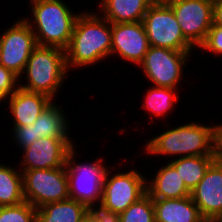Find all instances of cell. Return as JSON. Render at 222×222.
<instances>
[{
	"instance_id": "6da1fadb",
	"label": "cell",
	"mask_w": 222,
	"mask_h": 222,
	"mask_svg": "<svg viewBox=\"0 0 222 222\" xmlns=\"http://www.w3.org/2000/svg\"><path fill=\"white\" fill-rule=\"evenodd\" d=\"M95 12L83 11L76 19L69 46L65 50L68 72L70 68L73 71L77 67L89 68L110 57L111 23L98 11Z\"/></svg>"
},
{
	"instance_id": "7a4b0ae2",
	"label": "cell",
	"mask_w": 222,
	"mask_h": 222,
	"mask_svg": "<svg viewBox=\"0 0 222 222\" xmlns=\"http://www.w3.org/2000/svg\"><path fill=\"white\" fill-rule=\"evenodd\" d=\"M172 128V129H171ZM156 134L143 147L147 155L172 159L189 156H217V125L199 122L180 124ZM158 155V156H157Z\"/></svg>"
},
{
	"instance_id": "3957f363",
	"label": "cell",
	"mask_w": 222,
	"mask_h": 222,
	"mask_svg": "<svg viewBox=\"0 0 222 222\" xmlns=\"http://www.w3.org/2000/svg\"><path fill=\"white\" fill-rule=\"evenodd\" d=\"M28 1L32 16L23 19L35 34L37 45L56 47L65 51L81 12H73L64 0Z\"/></svg>"
},
{
	"instance_id": "277c9868",
	"label": "cell",
	"mask_w": 222,
	"mask_h": 222,
	"mask_svg": "<svg viewBox=\"0 0 222 222\" xmlns=\"http://www.w3.org/2000/svg\"><path fill=\"white\" fill-rule=\"evenodd\" d=\"M68 73L64 50L37 45L27 61L24 76H20L25 77L23 80L26 82L23 83L22 79H19V87L55 100Z\"/></svg>"
},
{
	"instance_id": "5b68a950",
	"label": "cell",
	"mask_w": 222,
	"mask_h": 222,
	"mask_svg": "<svg viewBox=\"0 0 222 222\" xmlns=\"http://www.w3.org/2000/svg\"><path fill=\"white\" fill-rule=\"evenodd\" d=\"M76 146L67 155L66 171L68 177L69 196L86 206L101 202L102 189L106 172L109 168L103 165L105 159L98 157L94 162L79 163L76 161Z\"/></svg>"
},
{
	"instance_id": "8992f818",
	"label": "cell",
	"mask_w": 222,
	"mask_h": 222,
	"mask_svg": "<svg viewBox=\"0 0 222 222\" xmlns=\"http://www.w3.org/2000/svg\"><path fill=\"white\" fill-rule=\"evenodd\" d=\"M23 196L35 208L70 198L66 166L22 172Z\"/></svg>"
},
{
	"instance_id": "52a82bcc",
	"label": "cell",
	"mask_w": 222,
	"mask_h": 222,
	"mask_svg": "<svg viewBox=\"0 0 222 222\" xmlns=\"http://www.w3.org/2000/svg\"><path fill=\"white\" fill-rule=\"evenodd\" d=\"M191 53L193 52L149 46L138 67L142 68L143 74L153 86L178 89Z\"/></svg>"
},
{
	"instance_id": "ba28073f",
	"label": "cell",
	"mask_w": 222,
	"mask_h": 222,
	"mask_svg": "<svg viewBox=\"0 0 222 222\" xmlns=\"http://www.w3.org/2000/svg\"><path fill=\"white\" fill-rule=\"evenodd\" d=\"M150 46L175 51H193L184 38L172 9L165 2H154L142 20Z\"/></svg>"
},
{
	"instance_id": "9c48e42d",
	"label": "cell",
	"mask_w": 222,
	"mask_h": 222,
	"mask_svg": "<svg viewBox=\"0 0 222 222\" xmlns=\"http://www.w3.org/2000/svg\"><path fill=\"white\" fill-rule=\"evenodd\" d=\"M184 38L199 48L213 24V0H168Z\"/></svg>"
},
{
	"instance_id": "30bf717a",
	"label": "cell",
	"mask_w": 222,
	"mask_h": 222,
	"mask_svg": "<svg viewBox=\"0 0 222 222\" xmlns=\"http://www.w3.org/2000/svg\"><path fill=\"white\" fill-rule=\"evenodd\" d=\"M111 171L109 168L105 175L101 202L121 214L147 193V178L136 169L114 174Z\"/></svg>"
},
{
	"instance_id": "8fae6325",
	"label": "cell",
	"mask_w": 222,
	"mask_h": 222,
	"mask_svg": "<svg viewBox=\"0 0 222 222\" xmlns=\"http://www.w3.org/2000/svg\"><path fill=\"white\" fill-rule=\"evenodd\" d=\"M36 46L35 34L29 24L23 18L17 19L0 34V65L20 78Z\"/></svg>"
},
{
	"instance_id": "7c38bea8",
	"label": "cell",
	"mask_w": 222,
	"mask_h": 222,
	"mask_svg": "<svg viewBox=\"0 0 222 222\" xmlns=\"http://www.w3.org/2000/svg\"><path fill=\"white\" fill-rule=\"evenodd\" d=\"M72 138L42 137L22 153L18 161L21 172L33 169H55L66 165L67 155L75 146Z\"/></svg>"
},
{
	"instance_id": "4fadbf2b",
	"label": "cell",
	"mask_w": 222,
	"mask_h": 222,
	"mask_svg": "<svg viewBox=\"0 0 222 222\" xmlns=\"http://www.w3.org/2000/svg\"><path fill=\"white\" fill-rule=\"evenodd\" d=\"M112 45L110 57L119 56L124 61L139 65L149 49L144 25L141 22L111 23Z\"/></svg>"
},
{
	"instance_id": "5bb4252c",
	"label": "cell",
	"mask_w": 222,
	"mask_h": 222,
	"mask_svg": "<svg viewBox=\"0 0 222 222\" xmlns=\"http://www.w3.org/2000/svg\"><path fill=\"white\" fill-rule=\"evenodd\" d=\"M191 198L201 216L207 222H214L222 213V161L216 159L207 169L204 177L191 191Z\"/></svg>"
},
{
	"instance_id": "9a60e30c",
	"label": "cell",
	"mask_w": 222,
	"mask_h": 222,
	"mask_svg": "<svg viewBox=\"0 0 222 222\" xmlns=\"http://www.w3.org/2000/svg\"><path fill=\"white\" fill-rule=\"evenodd\" d=\"M6 101L13 117L12 127L33 124L41 112L53 101L47 95L18 88Z\"/></svg>"
},
{
	"instance_id": "2e32d148",
	"label": "cell",
	"mask_w": 222,
	"mask_h": 222,
	"mask_svg": "<svg viewBox=\"0 0 222 222\" xmlns=\"http://www.w3.org/2000/svg\"><path fill=\"white\" fill-rule=\"evenodd\" d=\"M156 171L155 177L148 179V176L146 179L147 193L152 199L184 198L191 195L184 180L170 163H164Z\"/></svg>"
},
{
	"instance_id": "e0dca14e",
	"label": "cell",
	"mask_w": 222,
	"mask_h": 222,
	"mask_svg": "<svg viewBox=\"0 0 222 222\" xmlns=\"http://www.w3.org/2000/svg\"><path fill=\"white\" fill-rule=\"evenodd\" d=\"M155 222H207L191 196L153 199Z\"/></svg>"
},
{
	"instance_id": "ac0fdd59",
	"label": "cell",
	"mask_w": 222,
	"mask_h": 222,
	"mask_svg": "<svg viewBox=\"0 0 222 222\" xmlns=\"http://www.w3.org/2000/svg\"><path fill=\"white\" fill-rule=\"evenodd\" d=\"M98 13L110 23L141 22L153 0H100Z\"/></svg>"
},
{
	"instance_id": "d6986e66",
	"label": "cell",
	"mask_w": 222,
	"mask_h": 222,
	"mask_svg": "<svg viewBox=\"0 0 222 222\" xmlns=\"http://www.w3.org/2000/svg\"><path fill=\"white\" fill-rule=\"evenodd\" d=\"M55 101L53 100L32 124L35 125L37 139L42 137L71 138L68 116Z\"/></svg>"
},
{
	"instance_id": "ffe728a7",
	"label": "cell",
	"mask_w": 222,
	"mask_h": 222,
	"mask_svg": "<svg viewBox=\"0 0 222 222\" xmlns=\"http://www.w3.org/2000/svg\"><path fill=\"white\" fill-rule=\"evenodd\" d=\"M86 218L87 206L68 198L37 208L36 222H83Z\"/></svg>"
},
{
	"instance_id": "44dd1931",
	"label": "cell",
	"mask_w": 222,
	"mask_h": 222,
	"mask_svg": "<svg viewBox=\"0 0 222 222\" xmlns=\"http://www.w3.org/2000/svg\"><path fill=\"white\" fill-rule=\"evenodd\" d=\"M216 159L217 156H189L170 158L169 163L177 170L187 188L192 191Z\"/></svg>"
},
{
	"instance_id": "7402d4cb",
	"label": "cell",
	"mask_w": 222,
	"mask_h": 222,
	"mask_svg": "<svg viewBox=\"0 0 222 222\" xmlns=\"http://www.w3.org/2000/svg\"><path fill=\"white\" fill-rule=\"evenodd\" d=\"M18 167L0 163V206L24 202L22 172Z\"/></svg>"
},
{
	"instance_id": "603a6c76",
	"label": "cell",
	"mask_w": 222,
	"mask_h": 222,
	"mask_svg": "<svg viewBox=\"0 0 222 222\" xmlns=\"http://www.w3.org/2000/svg\"><path fill=\"white\" fill-rule=\"evenodd\" d=\"M175 88L151 86L147 89L146 95L143 97L145 100L142 104V109L149 111L150 117L164 118L172 112L174 104L178 102L179 95Z\"/></svg>"
},
{
	"instance_id": "cb8c5ba5",
	"label": "cell",
	"mask_w": 222,
	"mask_h": 222,
	"mask_svg": "<svg viewBox=\"0 0 222 222\" xmlns=\"http://www.w3.org/2000/svg\"><path fill=\"white\" fill-rule=\"evenodd\" d=\"M121 222H155L154 203L146 193L120 214Z\"/></svg>"
},
{
	"instance_id": "d4e9b609",
	"label": "cell",
	"mask_w": 222,
	"mask_h": 222,
	"mask_svg": "<svg viewBox=\"0 0 222 222\" xmlns=\"http://www.w3.org/2000/svg\"><path fill=\"white\" fill-rule=\"evenodd\" d=\"M37 208L24 201L17 205L0 206V222H36Z\"/></svg>"
},
{
	"instance_id": "484cf974",
	"label": "cell",
	"mask_w": 222,
	"mask_h": 222,
	"mask_svg": "<svg viewBox=\"0 0 222 222\" xmlns=\"http://www.w3.org/2000/svg\"><path fill=\"white\" fill-rule=\"evenodd\" d=\"M19 77L0 65V103H4L19 88Z\"/></svg>"
},
{
	"instance_id": "4316f807",
	"label": "cell",
	"mask_w": 222,
	"mask_h": 222,
	"mask_svg": "<svg viewBox=\"0 0 222 222\" xmlns=\"http://www.w3.org/2000/svg\"><path fill=\"white\" fill-rule=\"evenodd\" d=\"M87 218L91 222H121L120 214L111 211L102 202L93 203L87 206Z\"/></svg>"
},
{
	"instance_id": "83f0119b",
	"label": "cell",
	"mask_w": 222,
	"mask_h": 222,
	"mask_svg": "<svg viewBox=\"0 0 222 222\" xmlns=\"http://www.w3.org/2000/svg\"><path fill=\"white\" fill-rule=\"evenodd\" d=\"M214 56H222V26L212 24L204 43L199 47Z\"/></svg>"
},
{
	"instance_id": "f1b7e54d",
	"label": "cell",
	"mask_w": 222,
	"mask_h": 222,
	"mask_svg": "<svg viewBox=\"0 0 222 222\" xmlns=\"http://www.w3.org/2000/svg\"><path fill=\"white\" fill-rule=\"evenodd\" d=\"M12 129V135L16 143V146H18V149H22L31 146L33 143H35L38 139L36 138V131H35V125H27V126H21V127H11Z\"/></svg>"
},
{
	"instance_id": "f546056e",
	"label": "cell",
	"mask_w": 222,
	"mask_h": 222,
	"mask_svg": "<svg viewBox=\"0 0 222 222\" xmlns=\"http://www.w3.org/2000/svg\"><path fill=\"white\" fill-rule=\"evenodd\" d=\"M213 24L222 26V0H213Z\"/></svg>"
},
{
	"instance_id": "4dcf8cb0",
	"label": "cell",
	"mask_w": 222,
	"mask_h": 222,
	"mask_svg": "<svg viewBox=\"0 0 222 222\" xmlns=\"http://www.w3.org/2000/svg\"><path fill=\"white\" fill-rule=\"evenodd\" d=\"M217 158L222 161V123L217 124Z\"/></svg>"
},
{
	"instance_id": "1f68e13d",
	"label": "cell",
	"mask_w": 222,
	"mask_h": 222,
	"mask_svg": "<svg viewBox=\"0 0 222 222\" xmlns=\"http://www.w3.org/2000/svg\"><path fill=\"white\" fill-rule=\"evenodd\" d=\"M214 222H222V213Z\"/></svg>"
},
{
	"instance_id": "d6a6232c",
	"label": "cell",
	"mask_w": 222,
	"mask_h": 222,
	"mask_svg": "<svg viewBox=\"0 0 222 222\" xmlns=\"http://www.w3.org/2000/svg\"><path fill=\"white\" fill-rule=\"evenodd\" d=\"M154 2H166L168 0H153Z\"/></svg>"
},
{
	"instance_id": "836d02e7",
	"label": "cell",
	"mask_w": 222,
	"mask_h": 222,
	"mask_svg": "<svg viewBox=\"0 0 222 222\" xmlns=\"http://www.w3.org/2000/svg\"><path fill=\"white\" fill-rule=\"evenodd\" d=\"M83 222H91L88 218H86Z\"/></svg>"
}]
</instances>
